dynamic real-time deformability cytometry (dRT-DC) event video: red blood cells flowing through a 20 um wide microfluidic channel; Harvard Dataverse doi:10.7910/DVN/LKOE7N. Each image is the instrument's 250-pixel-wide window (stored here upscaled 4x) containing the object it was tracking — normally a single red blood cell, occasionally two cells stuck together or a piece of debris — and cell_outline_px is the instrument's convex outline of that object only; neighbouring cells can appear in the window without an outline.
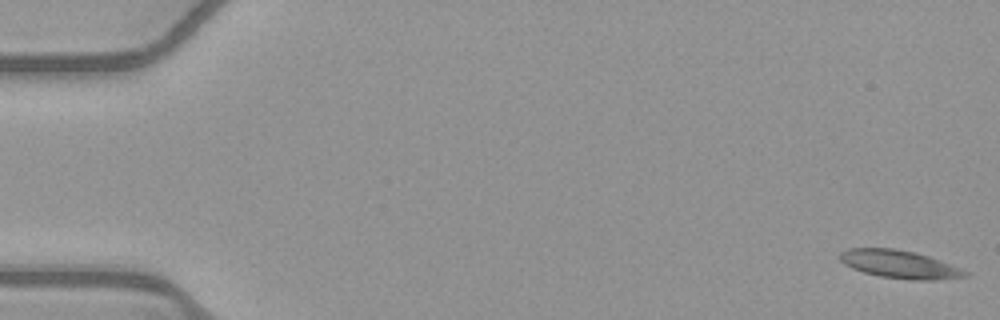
{"species": "common noctule bat (a hibernating species)", "species_latin": "Nyctalus noctula", "temperature_condition": "warm", "stored_images_in_passage": 8, "camera_frame_rate_fps": 3000, "um_per_image_px": 0.085, "animal": {"sex": "female", "body_mass_g": 21.9}, "frame": {"image": 1, "passage_image": 1, "time_ms": 0.0, "image_size_px": [1000, 320], "cell_outline_px": [[972, 272], [968, 276], [936, 280], [912, 280], [880, 276], [864, 272], [852, 268], [844, 264], [840, 260], [840, 252], [848, 248], [892, 248], [916, 252], [940, 260]], "centroid_in_image_um": [76.5, 22.46], "position_along_channel_um": 8.5, "area_um2": 20.52}}